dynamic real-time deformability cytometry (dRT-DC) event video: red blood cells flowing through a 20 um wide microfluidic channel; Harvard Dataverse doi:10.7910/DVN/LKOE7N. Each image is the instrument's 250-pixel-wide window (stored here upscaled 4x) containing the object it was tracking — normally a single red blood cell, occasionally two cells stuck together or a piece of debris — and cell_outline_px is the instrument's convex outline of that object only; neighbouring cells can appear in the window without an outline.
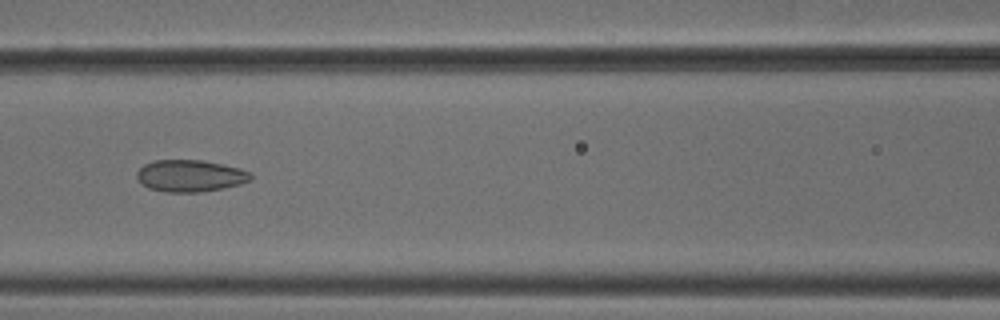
{"species": "common noctule bat (a hibernating species)", "species_latin": "Nyctalus noctula", "temperature_condition": "cold", "stored_images_in_passage": 8, "camera_frame_rate_fps": 3000, "um_per_image_px": 0.085, "animal": {"sex": "male", "body_mass_g": 18.8}, "frame": {"image": 1, "passage_image": 6, "time_ms": 1.667, "image_size_px": [1000, 320], "cell_outline_px": [[252, 180], [240, 184], [224, 188], [200, 192], [164, 192], [148, 188], [140, 184], [136, 176], [136, 172], [144, 164], [156, 160], [204, 160], [240, 168], [252, 172]], "centroid_in_image_um": [16.17, 14.95], "position_along_channel_um": 150.4, "area_um2": 21.44}}
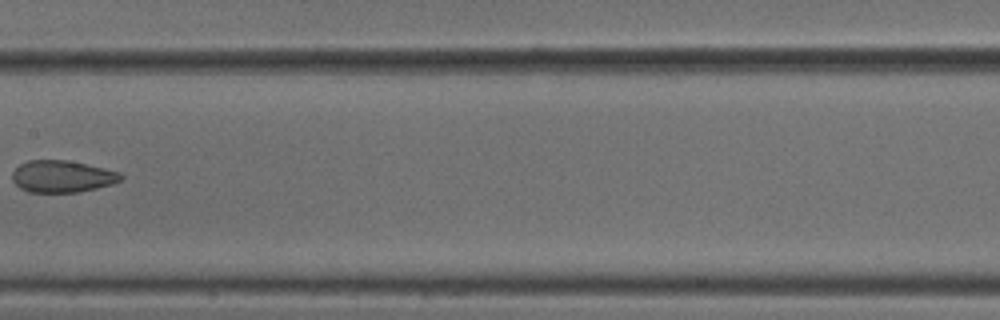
{"frame": {"image": 2, "passage_image": 7, "time_ms": 2.0, "image_size_px": [1000, 320], "cell_outline_px": [[124, 180], [112, 184], [80, 192], [28, 192], [20, 188], [12, 180], [12, 172], [20, 164], [28, 160], [68, 160], [104, 168], [120, 172], [124, 176]], "centroid_in_image_um": [5.31, 14.99], "position_along_channel_um": 202.1, "area_um2": 20.35}}
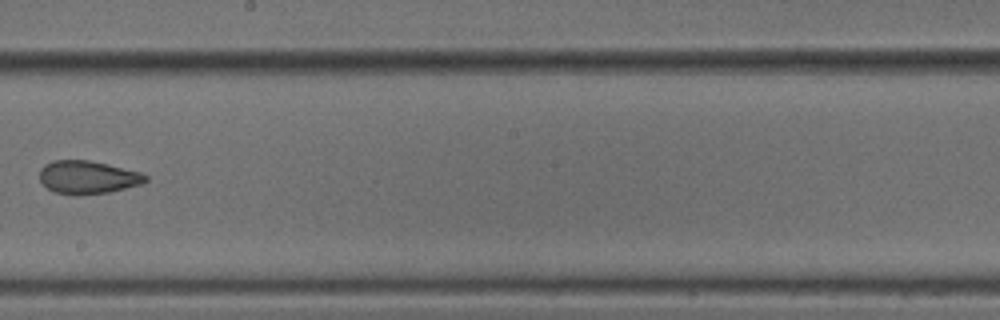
{"frame": {"image": 3, "passage_image": 8, "time_ms": 2.333, "image_size_px": [1000, 320], "cell_outline_px": [[148, 180], [140, 184], [108, 192], [76, 196], [72, 196], [56, 192], [48, 188], [40, 180], [40, 168], [44, 164], [52, 160], [88, 160], [108, 164], [140, 172], [148, 176]], "centroid_in_image_um": [7.43, 15.07], "position_along_channel_um": 240.8, "area_um2": 20.46}}